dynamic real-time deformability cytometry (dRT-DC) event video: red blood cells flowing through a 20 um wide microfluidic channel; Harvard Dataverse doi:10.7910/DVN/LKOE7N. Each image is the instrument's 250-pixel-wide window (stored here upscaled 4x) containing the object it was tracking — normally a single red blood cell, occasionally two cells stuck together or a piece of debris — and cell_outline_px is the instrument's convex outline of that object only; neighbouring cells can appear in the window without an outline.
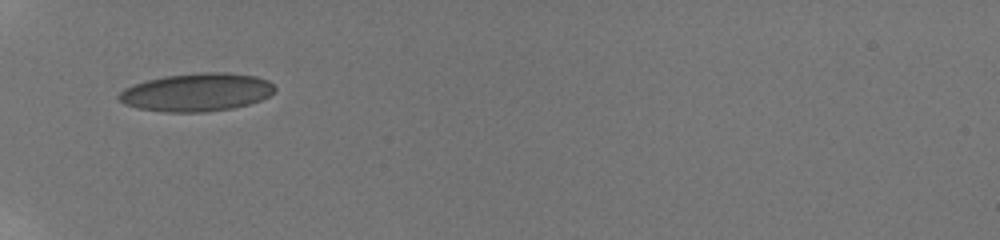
{"species": "human", "species_latin": "Homo sapiens", "temperature_condition": "room temperature", "stored_images_in_passage": 35, "camera_frame_rate_fps": 3000, "um_per_image_px": 0.085, "donor": {"sex": "male"}, "frame": {"image": 1, "passage_image": 1, "time_ms": 0.0, "image_size_px": [1000, 240], "cell_outline_px": [[276, 92], [260, 100], [248, 104], [232, 108], [204, 112], [164, 112], [136, 108], [124, 104], [116, 96], [124, 88], [148, 80], [164, 76], [200, 72], [224, 72], [256, 76], [268, 80], [276, 88]], "centroid_in_image_um": [16.72, 7.84], "position_along_channel_um": 68.3, "area_um2": 34.68}}
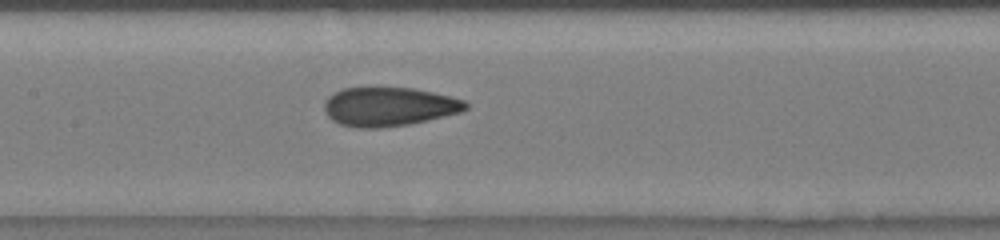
{"frame": {"image": 2, "passage_image": 10, "time_ms": 3.0, "image_size_px": [1000, 240], "cell_outline_px": [[468, 108], [460, 112], [444, 116], [408, 124], [380, 128], [360, 128], [340, 124], [332, 120], [324, 112], [324, 100], [328, 96], [344, 88], [412, 88], [452, 96], [464, 100], [468, 104]], "centroid_in_image_um": [33.04, 9.07], "position_along_channel_um": 174.4, "area_um2": 31.96}}
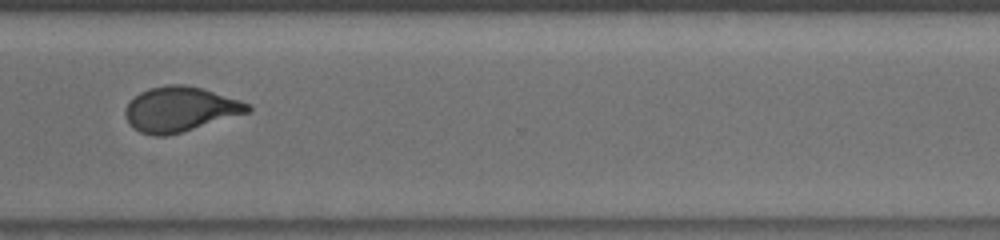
{"frame": {"image": 3, "passage_image": 24, "time_ms": 7.667, "image_size_px": [1000, 240], "cell_outline_px": [[252, 112], [168, 136], [152, 136], [140, 132], [132, 128], [124, 112], [124, 108], [140, 92], [148, 88], [168, 84], [184, 84], [200, 88], [240, 100], [248, 104], [252, 108]], "centroid_in_image_um": [15.31, 9.3], "position_along_channel_um": 355.3, "area_um2": 32.08}, "authors_computed_cell_mechanics": {"area_um2": 32.079, "velocity_mm_per_s": 3.8906, "shape_relaxation_time_tau1_ms": 8.1299, "shape_relaxation_time_tau2_ms": 0.9344, "deformation_change_tau1": 0.225, "deformation_change_tau2": 0.0688}}